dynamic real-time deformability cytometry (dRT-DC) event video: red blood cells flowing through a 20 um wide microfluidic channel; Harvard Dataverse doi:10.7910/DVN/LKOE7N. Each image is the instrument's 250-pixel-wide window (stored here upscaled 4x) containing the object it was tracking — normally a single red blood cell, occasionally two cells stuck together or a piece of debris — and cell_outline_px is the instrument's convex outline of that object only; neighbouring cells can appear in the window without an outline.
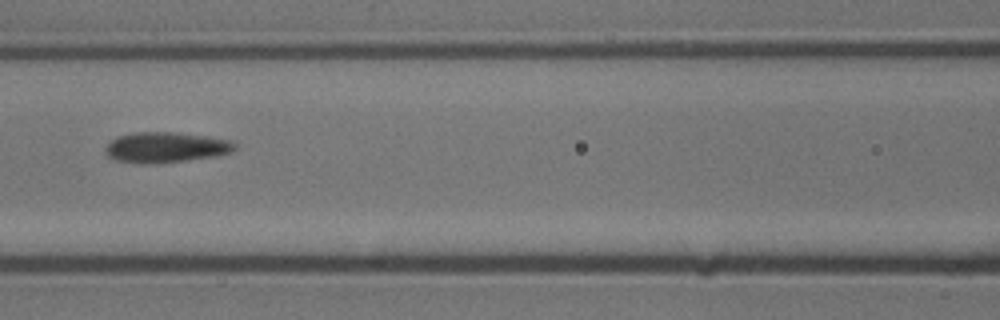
{"species": "common noctule bat (a hibernating species)", "species_latin": "Nyctalus noctula", "temperature_condition": "cold", "stored_images_in_passage": 13, "segment_of_instrument_passage": [1, 2], "camera_frame_rate_fps": 3000, "um_per_image_px": 0.085, "animal": {"sex": "male", "body_mass_g": 13.3}, "frame": {"image": 1, "passage_image": 4, "time_ms": 1.0, "image_size_px": [1000, 320], "cell_outline_px": [[236, 148], [232, 152], [216, 156], [188, 160], [156, 164], [140, 164], [116, 160], [108, 156], [104, 148], [116, 136], [136, 132], [176, 132], [208, 136], [236, 140]], "centroid_in_image_um": [14.14, 12.52], "position_along_channel_um": 152.5, "area_um2": 23.41}}
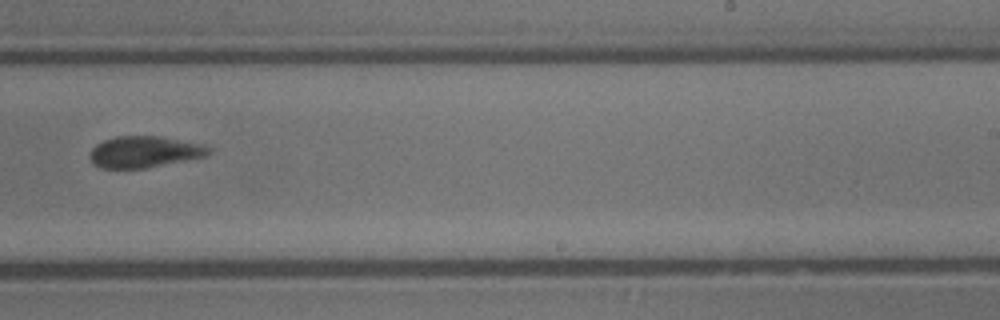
{"frame": {"image": 2, "passage_image": 7, "time_ms": 2.0, "image_size_px": [1000, 320], "cell_outline_px": [[212, 152], [208, 156], [144, 168], [100, 168], [92, 164], [88, 156], [92, 148], [96, 144], [104, 140], [116, 136], [160, 136], [204, 144], [212, 148]], "centroid_in_image_um": [12.28, 12.9], "position_along_channel_um": 276.7, "area_um2": 22.02}}
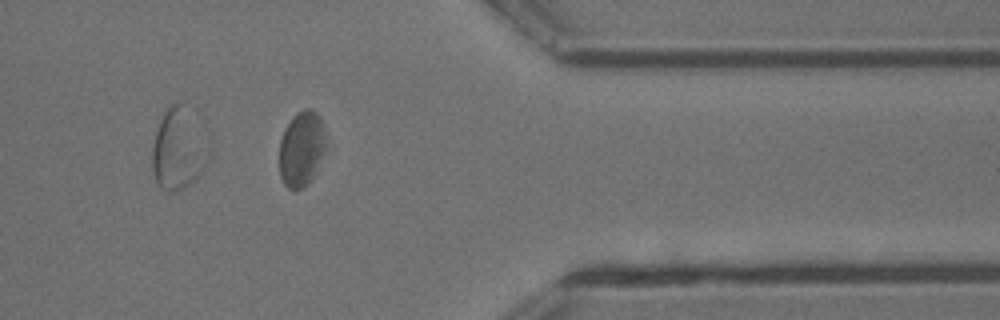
{"frame": {"image": 3, "passage_image": 10, "time_ms": 3.0, "image_size_px": [1000, 320], "cell_outline_px": [[328, 148], [308, 184], [300, 188], [288, 188], [284, 184], [280, 176], [280, 140], [284, 128], [292, 116], [296, 112], [304, 108], [312, 108], [320, 116], [324, 124], [328, 144]], "centroid_in_image_um": [25.67, 12.57], "position_along_channel_um": 385.7, "area_um2": 20.98}}